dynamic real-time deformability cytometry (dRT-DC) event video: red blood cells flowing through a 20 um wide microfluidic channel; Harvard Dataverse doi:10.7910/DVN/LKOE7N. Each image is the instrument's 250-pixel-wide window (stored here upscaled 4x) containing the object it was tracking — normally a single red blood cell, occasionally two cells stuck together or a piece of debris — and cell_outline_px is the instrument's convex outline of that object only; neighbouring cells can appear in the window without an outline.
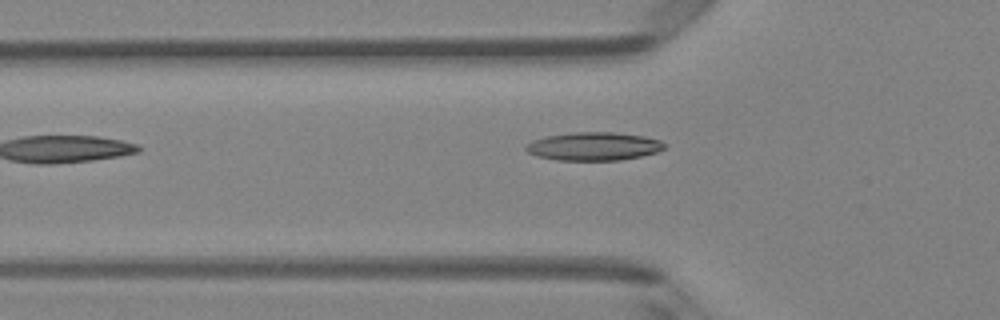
{"species": "Egyptian fruit bat (a non-hibernating species)", "species_latin": "Rousettus aegyptiacus", "temperature_condition": "room temperature", "stored_images_in_passage": 29, "camera_frame_rate_fps": 3000, "um_per_image_px": 0.085, "animal": {"sex": "female"}, "frame": {"image": 1, "passage_image": 2, "time_ms": 0.333, "image_size_px": [1000, 320], "cell_outline_px": [[664, 148], [656, 152], [640, 156], [620, 160], [556, 160], [536, 156], [528, 152], [524, 148], [524, 144], [532, 140], [548, 136], [572, 132], [616, 132], [644, 136], [660, 140], [664, 144]], "centroid_in_image_um": [50.42, 12.43], "position_along_channel_um": 75.4, "area_um2": 22.83}}
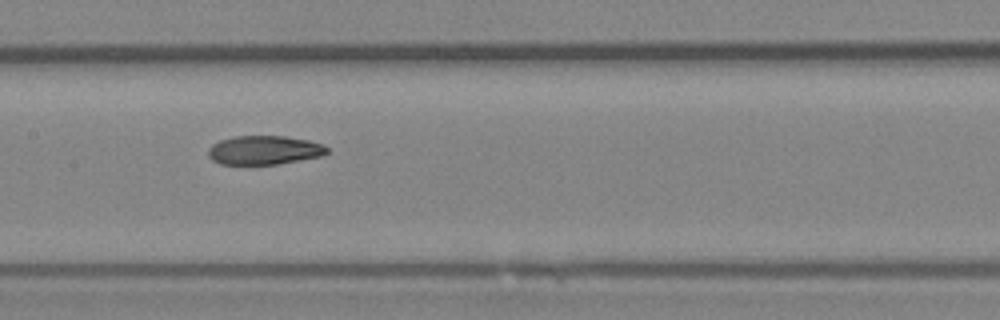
{"frame": {"image": 2, "passage_image": 10, "time_ms": 3.0, "image_size_px": [1000, 320], "cell_outline_px": [[328, 152], [324, 156], [280, 164], [220, 164], [212, 160], [208, 156], [208, 148], [212, 144], [220, 140], [236, 136], [284, 136], [308, 140], [324, 144], [328, 148]], "centroid_in_image_um": [22.49, 12.76], "position_along_channel_um": 184.9, "area_um2": 20.23}}
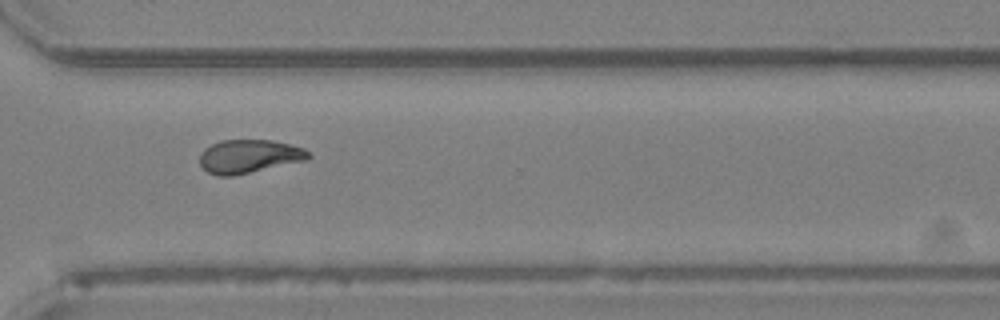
{"frame": {"image": 3, "passage_image": 22, "time_ms": 7.0, "image_size_px": [1000, 320], "cell_outline_px": [[312, 156], [308, 160], [232, 176], [220, 176], [208, 172], [200, 164], [200, 152], [204, 148], [220, 140], [272, 140], [304, 148]], "centroid_in_image_um": [21.17, 13.28], "position_along_channel_um": 349.4, "area_um2": 21.21}}